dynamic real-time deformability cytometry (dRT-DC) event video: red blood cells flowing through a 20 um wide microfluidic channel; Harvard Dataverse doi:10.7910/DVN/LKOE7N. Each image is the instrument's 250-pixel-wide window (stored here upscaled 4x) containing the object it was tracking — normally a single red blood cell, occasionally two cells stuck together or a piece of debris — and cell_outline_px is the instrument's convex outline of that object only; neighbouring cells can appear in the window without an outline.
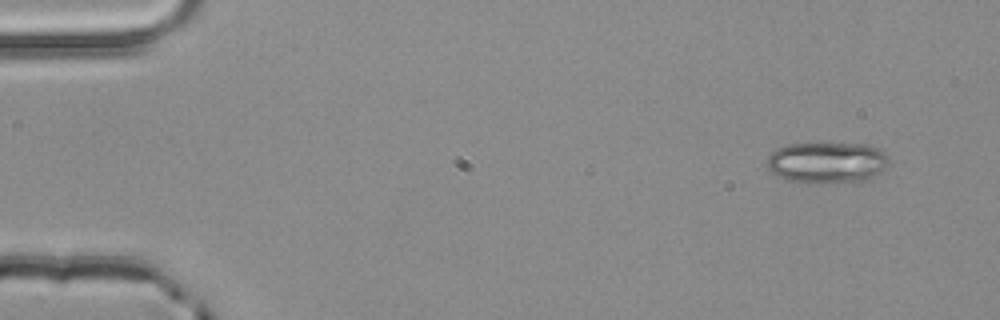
{"species": "common noctule bat (a hibernating species)", "species_latin": "Nyctalus noctula", "temperature_condition": "room temperature", "stored_images_in_passage": 3, "camera_frame_rate_fps": 3000, "um_per_image_px": 0.085, "animal": {"sex": "male", "body_mass_g": 20.4}, "frame": {"image": 1, "passage_image": 1, "time_ms": 0.0, "image_size_px": [1000, 320], "cell_outline_px": [[888, 164], [880, 172], [868, 180], [820, 184], [808, 184], [788, 180], [776, 176], [768, 168], [768, 156], [776, 148], [788, 144], [868, 144], [880, 148], [888, 156]], "centroid_in_image_um": [70.3, 13.83], "position_along_channel_um": 14.7, "area_um2": 29.59}}